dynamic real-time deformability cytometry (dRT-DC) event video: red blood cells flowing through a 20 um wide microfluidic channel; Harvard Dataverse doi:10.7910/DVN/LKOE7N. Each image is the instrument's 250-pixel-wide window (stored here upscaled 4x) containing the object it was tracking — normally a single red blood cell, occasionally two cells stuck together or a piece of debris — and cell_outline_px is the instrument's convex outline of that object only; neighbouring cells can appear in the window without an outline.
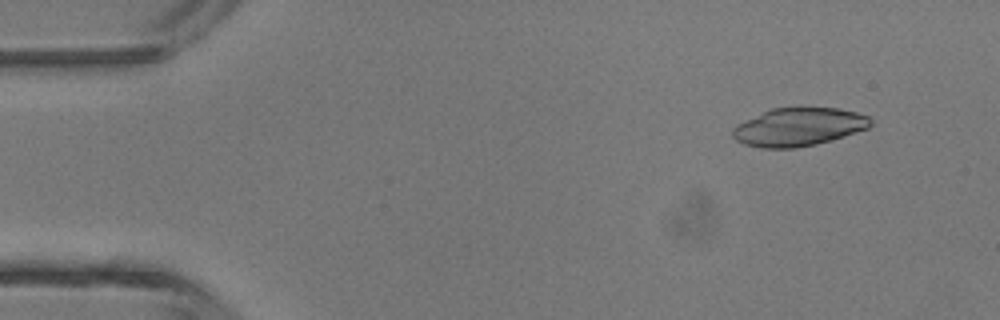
{"species": "common noctule bat (a hibernating species)", "species_latin": "Nyctalus noctula", "temperature_condition": "room temperature", "stored_images_in_passage": 3, "camera_frame_rate_fps": 3000, "um_per_image_px": 0.085, "animal": {"sex": "male", "body_mass_g": 13.3}, "frame": {"image": 1, "passage_image": 1, "time_ms": 0.0, "image_size_px": [1000, 320], "cell_outline_px": [[872, 124], [868, 128], [844, 136], [816, 144], [796, 148], [760, 148], [744, 144], [736, 140], [732, 136], [732, 128], [736, 124], [772, 108], [836, 108], [856, 112], [868, 116], [872, 120]], "centroid_in_image_um": [67.86, 10.8], "position_along_channel_um": 17.1, "area_um2": 30.58}}